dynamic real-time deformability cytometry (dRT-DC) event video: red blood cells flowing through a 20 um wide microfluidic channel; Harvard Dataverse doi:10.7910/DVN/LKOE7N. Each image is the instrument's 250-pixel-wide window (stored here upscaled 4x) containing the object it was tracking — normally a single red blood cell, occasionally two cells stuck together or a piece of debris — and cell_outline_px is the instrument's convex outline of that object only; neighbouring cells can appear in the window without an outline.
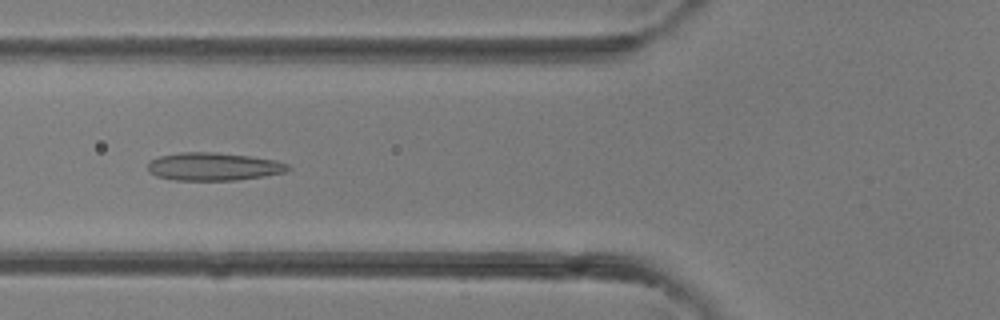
{"species": "common noctule bat (a hibernating species)", "species_latin": "Nyctalus noctula", "temperature_condition": "room temperature", "stored_images_in_passage": 31, "camera_frame_rate_fps": 3000, "um_per_image_px": 0.085, "animal": {"sex": "female"}, "frame": {"image": 1, "passage_image": 14, "time_ms": 4.333, "image_size_px": [1000, 320], "cell_outline_px": [[292, 168], [288, 172], [264, 176], [236, 180], [176, 180], [156, 176], [148, 172], [148, 164], [152, 160], [160, 156], [180, 152], [216, 152], [248, 156], [276, 160], [288, 164]], "centroid_in_image_um": [18.18, 14.16], "position_along_channel_um": 107.6, "area_um2": 22.89}}
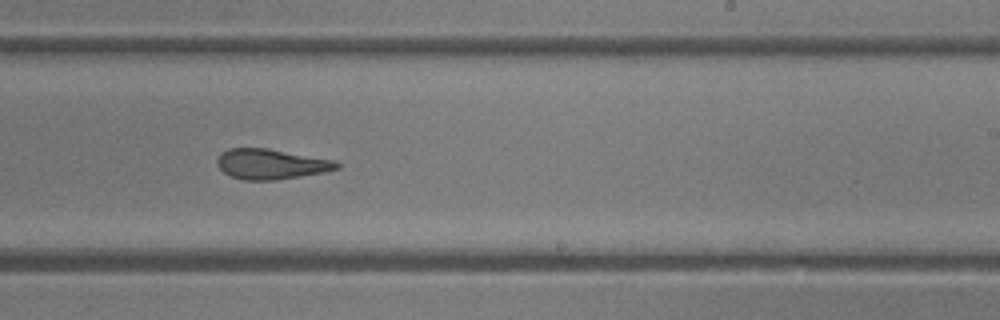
{"frame": {"image": 2, "passage_image": 23, "time_ms": 7.333, "image_size_px": [1000, 320], "cell_outline_px": [[340, 168], [324, 172], [276, 180], [244, 180], [232, 176], [224, 172], [216, 164], [216, 160], [220, 152], [228, 148], [268, 148], [336, 160], [340, 164]], "centroid_in_image_um": [23.04, 13.93], "position_along_channel_um": 266.0, "area_um2": 21.21}}
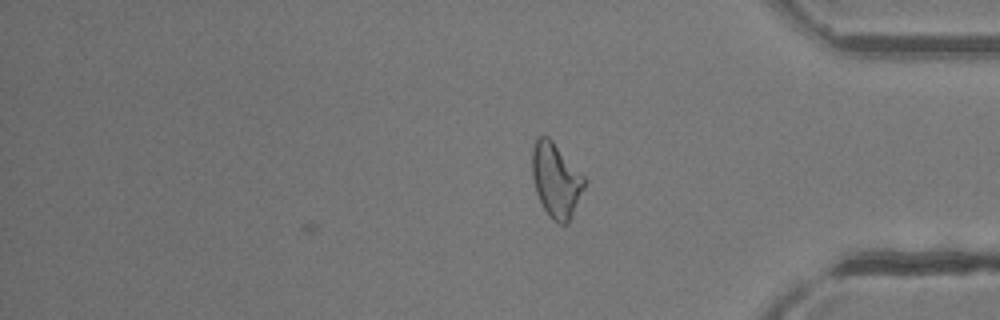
{"frame": {"image": 3, "passage_image": 31, "time_ms": 10.0, "image_size_px": [1000, 320], "cell_outline_px": [[588, 180], [568, 224], [560, 224], [552, 220], [548, 216], [536, 192], [532, 176], [532, 148], [536, 136], [548, 136], [552, 140]], "centroid_in_image_um": [47.26, 15.31], "position_along_channel_um": 387.9, "area_um2": 22.77}}